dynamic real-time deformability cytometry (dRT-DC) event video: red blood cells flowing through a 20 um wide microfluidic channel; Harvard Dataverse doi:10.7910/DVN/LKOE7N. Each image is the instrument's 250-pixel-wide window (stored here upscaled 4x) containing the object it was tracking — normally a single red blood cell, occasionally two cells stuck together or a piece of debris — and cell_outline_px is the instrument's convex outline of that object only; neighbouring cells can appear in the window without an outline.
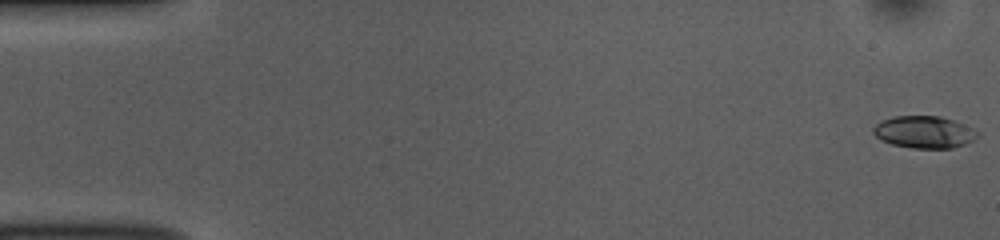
{"species": "common noctule bat (a hibernating species)", "species_latin": "Nyctalus noctula", "temperature_condition": "room temperature", "stored_images_in_passage": 54, "camera_frame_rate_fps": 3000, "um_per_image_px": 0.085, "animal": {"sex": "female", "body_mass_g": 10.0, "forearm_length_mm": 53.1}, "frame": {"image": 1, "passage_image": 1, "time_ms": 0.0, "image_size_px": [1000, 240], "cell_outline_px": [[980, 136], [964, 144], [952, 148], [912, 148], [892, 144], [880, 140], [872, 132], [872, 128], [880, 120], [892, 116], [940, 116], [964, 124], [980, 132]], "centroid_in_image_um": [78.53, 11.22], "position_along_channel_um": 6.5, "area_um2": 19.65}}
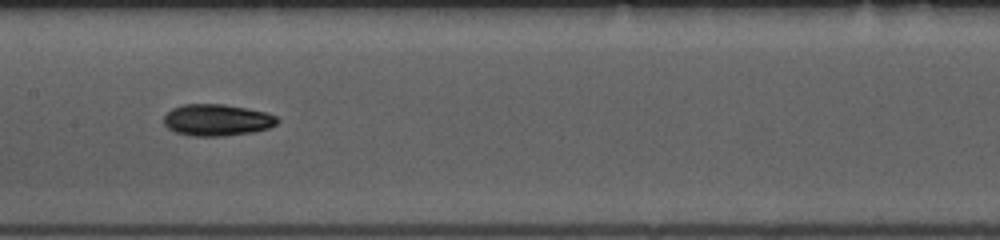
{"frame": {"image": 2, "passage_image": 27, "time_ms": 8.667, "image_size_px": [1000, 240], "cell_outline_px": [[280, 120], [276, 124], [268, 128], [252, 132], [224, 136], [192, 136], [176, 132], [168, 128], [164, 124], [164, 116], [172, 108], [184, 104], [224, 104], [264, 112], [276, 116]], "centroid_in_image_um": [18.43, 10.2], "position_along_channel_um": 189.0, "area_um2": 20.81}}
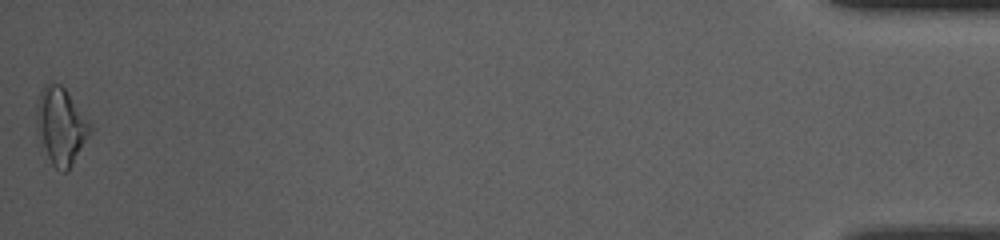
{"frame": {"image": 3, "passage_image": 54, "time_ms": 17.667, "image_size_px": [1000, 240], "cell_outline_px": [[92, 128], [68, 168], [64, 172], [60, 172], [52, 164], [48, 156], [36, 128], [36, 108], [40, 92], [44, 84], [48, 80], [60, 84], [64, 88], [92, 124]], "centroid_in_image_um": [5.14, 10.62], "position_along_channel_um": 430.1, "area_um2": 23.35}, "authors_computed_cell_mechanics": {"area_um2": 19.9121, "velocity_mm_per_s": 3.7324, "shape_relaxation_time_tau1_ms": 5.4542, "shape_relaxation_time_tau2_ms": 7.9961, "deformation_change_tau1": 0.1378, "deformation_change_tau2": 0.1553}}